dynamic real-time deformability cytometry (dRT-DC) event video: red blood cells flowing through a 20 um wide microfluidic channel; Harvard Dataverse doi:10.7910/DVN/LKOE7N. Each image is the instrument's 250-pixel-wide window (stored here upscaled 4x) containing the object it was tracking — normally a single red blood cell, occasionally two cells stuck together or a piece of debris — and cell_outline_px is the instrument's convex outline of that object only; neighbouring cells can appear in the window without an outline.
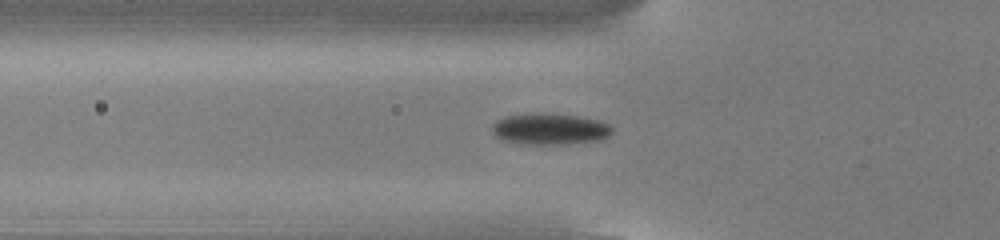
{"species": "common noctule bat (a hibernating species)", "species_latin": "Nyctalus noctula", "temperature_condition": "cold", "stored_images_in_passage": 54, "camera_frame_rate_fps": 3000, "um_per_image_px": 0.085, "animal": {"sex": "male", "body_mass_g": 13.0, "forearm_length_mm": 53.1}, "frame": {"image": 1, "passage_image": 19, "time_ms": 6.0, "image_size_px": [1000, 240], "cell_outline_px": [[612, 132], [608, 136], [600, 140], [560, 144], [528, 144], [504, 140], [496, 136], [492, 132], [492, 124], [496, 120], [504, 116], [576, 116], [600, 120], [608, 124], [612, 128]], "centroid_in_image_um": [46.76, 11.01], "position_along_channel_um": 79.0, "area_um2": 20.81}}
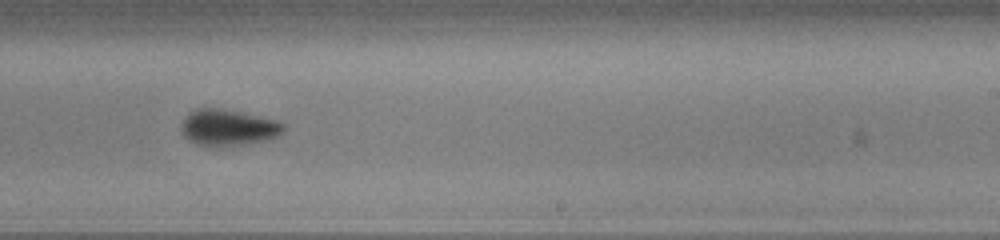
{"frame": {"image": 2, "passage_image": 34, "time_ms": 11.0, "image_size_px": [1000, 240], "cell_outline_px": [[284, 132], [280, 136], [272, 140], [248, 144], [220, 148], [212, 148], [196, 144], [188, 140], [184, 136], [180, 128], [180, 124], [188, 112], [196, 108], [220, 108], [280, 120], [284, 124]], "centroid_in_image_um": [19.41, 10.87], "position_along_channel_um": 269.6, "area_um2": 22.6}}
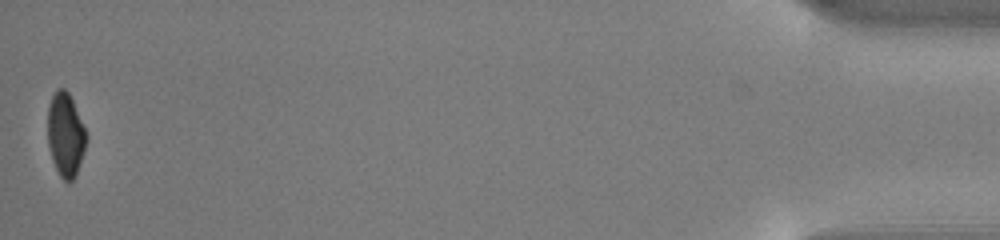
{"frame": {"image": 3, "passage_image": 54, "time_ms": 17.667, "image_size_px": [1000, 240], "cell_outline_px": [[88, 140], [76, 176], [68, 184], [60, 176], [52, 160], [48, 144], [48, 104], [56, 88], [64, 88], [68, 92], [72, 100], [88, 136]], "centroid_in_image_um": [5.57, 11.47], "position_along_channel_um": 429.6, "area_um2": 18.96}, "authors_computed_cell_mechanics": {"area_um2": 20.4901, "velocity_mm_per_s": 3.8101, "shape_relaxation_time_tau1_ms": 2.9266, "shape_relaxation_time_tau2_ms": null, "deformation_change_tau1": 0.1284, "deformation_change_tau2": null}}